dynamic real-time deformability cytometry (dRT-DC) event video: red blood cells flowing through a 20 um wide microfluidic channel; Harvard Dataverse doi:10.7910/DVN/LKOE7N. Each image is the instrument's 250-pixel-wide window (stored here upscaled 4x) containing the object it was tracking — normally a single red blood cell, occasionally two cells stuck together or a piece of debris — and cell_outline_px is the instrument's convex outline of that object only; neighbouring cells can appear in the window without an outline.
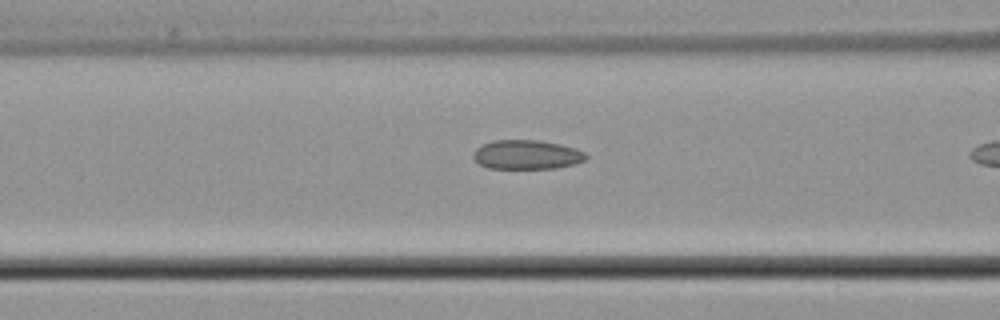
{"species": "common noctule bat (a hibernating species)", "species_latin": "Nyctalus noctula", "temperature_condition": "cold", "stored_images_in_passage": 6, "camera_frame_rate_fps": 3000, "um_per_image_px": 0.085, "animal": {"sex": "male", "body_mass_g": 21.5, "forearm_length_mm": 52.0}, "frame": {"image": 1, "passage_image": 5, "time_ms": 1.333, "image_size_px": [1000, 320], "cell_outline_px": [[588, 156], [584, 160], [572, 164], [556, 168], [488, 168], [480, 164], [472, 156], [472, 152], [476, 148], [492, 140], [540, 140], [560, 144], [576, 148], [584, 152]], "centroid_in_image_um": [44.76, 13.13], "position_along_channel_um": 121.8, "area_um2": 19.13}}